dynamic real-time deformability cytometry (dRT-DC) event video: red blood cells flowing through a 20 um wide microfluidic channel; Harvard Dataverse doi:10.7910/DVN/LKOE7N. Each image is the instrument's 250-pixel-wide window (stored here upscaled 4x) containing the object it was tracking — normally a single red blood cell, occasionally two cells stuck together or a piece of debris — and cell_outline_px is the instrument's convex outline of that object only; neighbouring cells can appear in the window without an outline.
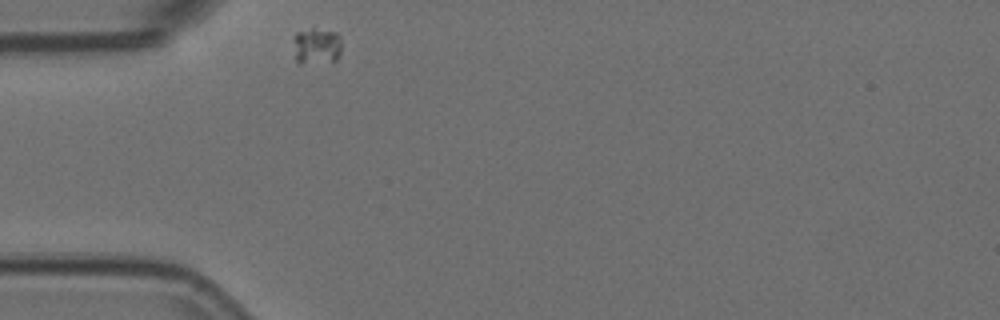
{"species": "Egyptian fruit bat (a non-hibernating species)", "species_latin": "Rousettus aegyptiacus", "temperature_condition": "room temperature", "stored_images_in_passage": 32, "camera_frame_rate_fps": 3000, "um_per_image_px": 0.085, "animal": {"sex": "female"}, "frame": {"image": 1, "passage_image": 1, "time_ms": 0.0, "image_size_px": [1000, 320], "cell_outline_px": [[340, 56], [336, 60], [300, 64], [296, 60], [292, 36], [296, 32], [312, 28], [336, 32], [340, 36]], "centroid_in_image_um": [26.88, 3.9], "position_along_channel_um": 58.1, "area_um2": 10.35}}
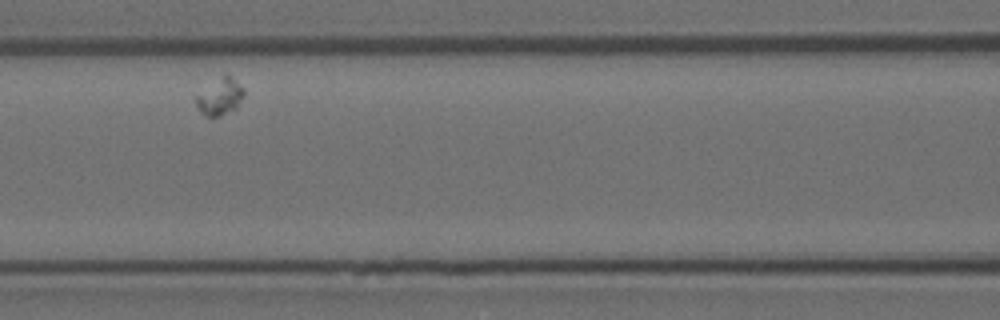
{"frame": {"image": 2, "passage_image": 10, "time_ms": 3.0, "image_size_px": [1000, 320], "cell_outline_px": [[244, 96], [236, 108], [220, 116], [204, 116], [200, 112], [196, 104], [196, 96], [224, 72], [228, 72], [244, 88]], "centroid_in_image_um": [18.72, 8.18], "position_along_channel_um": 147.9, "area_um2": 10.35}}
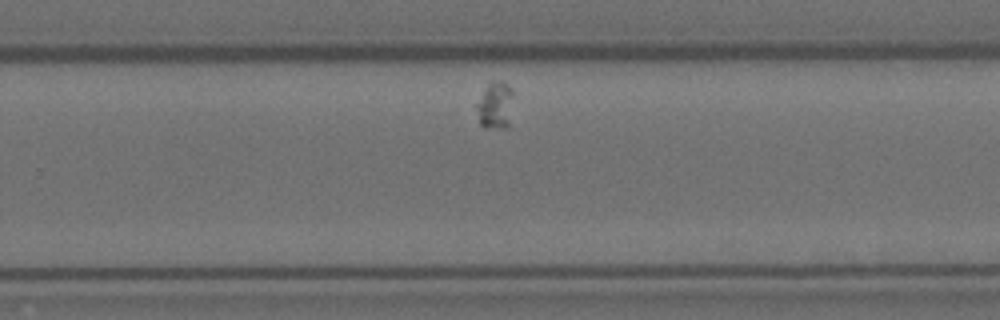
{"frame": {"image": 3, "passage_image": 23, "time_ms": 7.333, "image_size_px": [1000, 320], "cell_outline_px": [[512, 96], [508, 128], [484, 128], [480, 124], [476, 108], [476, 104], [488, 84], [496, 80], [500, 80], [508, 84], [512, 88]], "centroid_in_image_um": [42.09, 8.96], "position_along_channel_um": 287.7, "area_um2": 10.0}}